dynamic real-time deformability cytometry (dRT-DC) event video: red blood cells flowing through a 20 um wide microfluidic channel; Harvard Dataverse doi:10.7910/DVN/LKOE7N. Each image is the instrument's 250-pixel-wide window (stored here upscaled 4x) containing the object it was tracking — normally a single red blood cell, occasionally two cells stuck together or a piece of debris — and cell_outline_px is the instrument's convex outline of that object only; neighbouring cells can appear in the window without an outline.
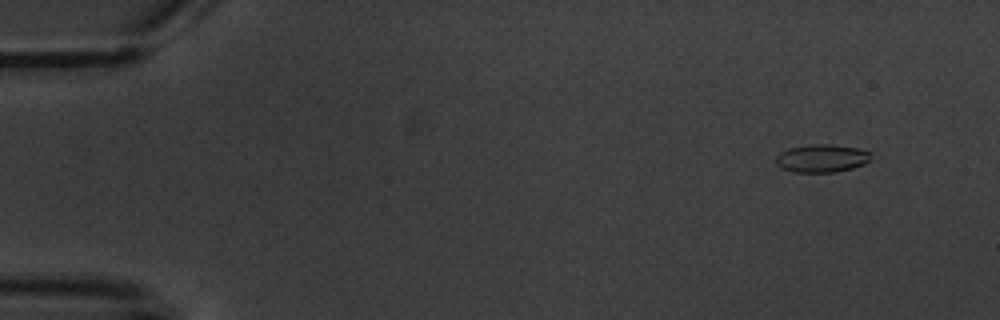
{"species": "common noctule bat (a hibernating species)", "species_latin": "Nyctalus noctula", "temperature_condition": "warm", "stored_images_in_passage": 5, "camera_frame_rate_fps": 3000, "um_per_image_px": 0.085, "animal": {"sex": "male", "body_mass_g": 20.1, "forearm_length_mm": 53.5}, "frame": {"image": 1, "passage_image": 1, "time_ms": 0.0, "image_size_px": [1000, 320], "cell_outline_px": [[872, 152], [868, 160], [864, 164], [852, 168], [836, 172], [792, 172], [776, 164], [776, 156], [780, 152], [788, 148], [808, 144], [832, 144], [860, 148]], "centroid_in_image_um": [69.85, 13.44], "position_along_channel_um": 15.1, "area_um2": 15.61}}